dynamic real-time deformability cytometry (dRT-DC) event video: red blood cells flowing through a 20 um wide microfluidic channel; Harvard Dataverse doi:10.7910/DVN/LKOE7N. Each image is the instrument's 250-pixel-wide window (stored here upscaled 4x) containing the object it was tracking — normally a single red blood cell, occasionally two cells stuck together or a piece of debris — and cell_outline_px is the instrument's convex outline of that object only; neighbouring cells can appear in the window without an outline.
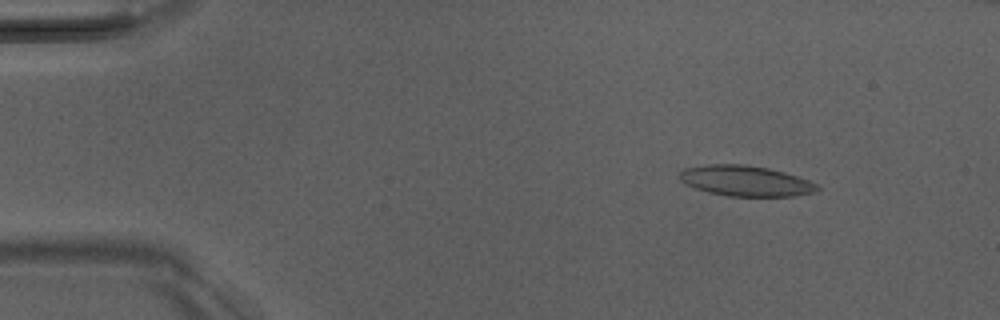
{"species": "Egyptian fruit bat (a non-hibernating species)", "species_latin": "Rousettus aegyptiacus", "temperature_condition": "room temperature", "stored_images_in_passage": 52, "camera_frame_rate_fps": 3000, "um_per_image_px": 0.085, "animal": {"sex": "male"}, "frame": {"image": 1, "passage_image": 7, "time_ms": 2.0, "image_size_px": [1000, 320], "cell_outline_px": [[820, 188], [816, 192], [792, 196], [728, 196], [708, 192], [684, 184], [680, 180], [680, 172], [684, 168], [708, 164], [744, 164], [768, 168], [784, 172], [808, 180], [816, 184]], "centroid_in_image_um": [63.36, 15.37], "position_along_channel_um": 21.6, "area_um2": 24.45}}
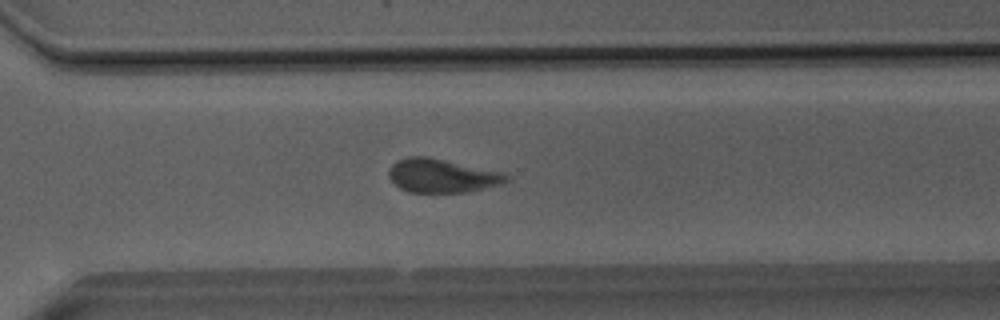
{"frame": {"image": 2, "passage_image": 37, "time_ms": 12.0, "image_size_px": [1000, 320], "cell_outline_px": [[508, 180], [500, 184], [484, 188], [464, 192], [408, 192], [400, 188], [388, 176], [388, 172], [392, 164], [396, 160], [408, 156], [428, 156], [504, 172], [508, 176]], "centroid_in_image_um": [37.54, 14.92], "position_along_channel_um": 333.1, "area_um2": 23.06}}
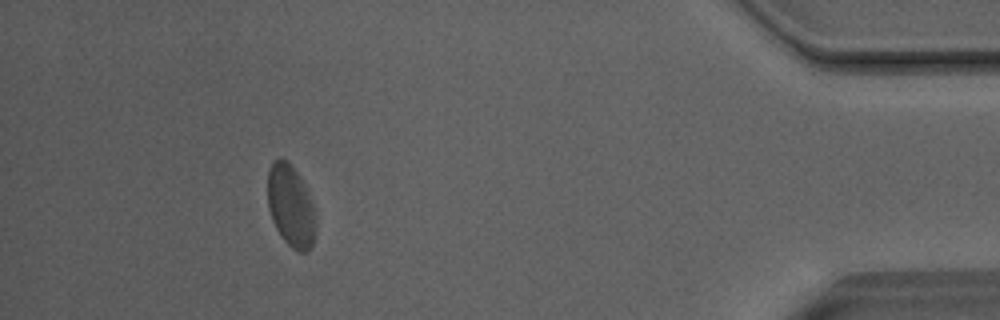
{"frame": {"image": 3, "passage_image": 47, "time_ms": 15.333, "image_size_px": [1000, 320], "cell_outline_px": [[316, 232], [312, 244], [308, 252], [300, 252], [292, 248], [280, 236], [272, 220], [268, 208], [268, 168], [280, 156], [288, 160], [292, 164], [300, 176], [312, 200], [316, 216]], "centroid_in_image_um": [24.73, 17.5], "position_along_channel_um": 410.5, "area_um2": 23.41}, "authors_computed_cell_mechanics": {"area_um2": 23.4379, "velocity_mm_per_s": 4.0187, "shape_relaxation_time_tau1_ms": 4.2758, "shape_relaxation_time_tau2_ms": 1.9615, "deformation_change_tau1": 0.1296, "deformation_change_tau2": 0.0911}}